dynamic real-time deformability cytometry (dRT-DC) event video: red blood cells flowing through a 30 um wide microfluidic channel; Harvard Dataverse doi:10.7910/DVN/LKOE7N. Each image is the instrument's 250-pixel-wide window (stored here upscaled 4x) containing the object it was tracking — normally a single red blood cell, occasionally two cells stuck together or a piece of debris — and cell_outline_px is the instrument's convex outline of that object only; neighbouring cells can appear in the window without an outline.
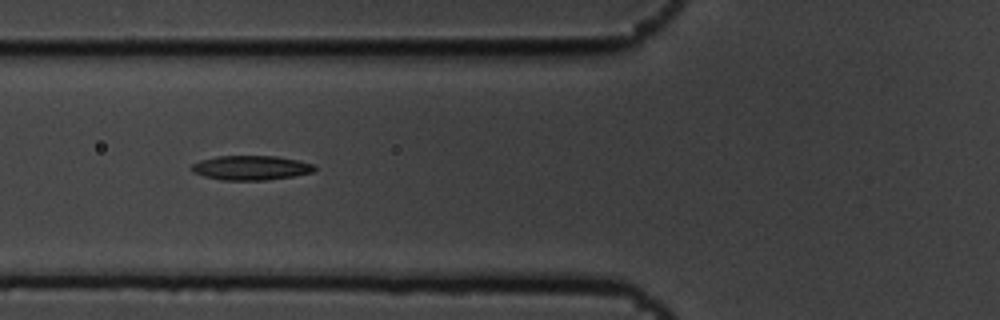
{"species": "common noctule bat (a hibernating species)", "species_latin": "Nyctalus noctula", "temperature_condition": "cold", "stored_images_in_passage": 12, "camera_frame_rate_fps": 3000, "um_per_image_px": 0.085, "animal": {"sex": "male", "body_mass_g": 19.5, "forearm_length_mm": 54.6}, "frame": {"image": 1, "passage_image": 3, "time_ms": 0.667, "image_size_px": [1000, 320], "cell_outline_px": [[316, 168], [312, 172], [292, 176], [264, 180], [224, 180], [204, 176], [192, 172], [188, 168], [192, 164], [200, 160], [216, 156], [276, 156], [300, 160], [316, 164]], "centroid_in_image_um": [21.32, 14.25], "position_along_channel_um": 104.5, "area_um2": 17.63}}
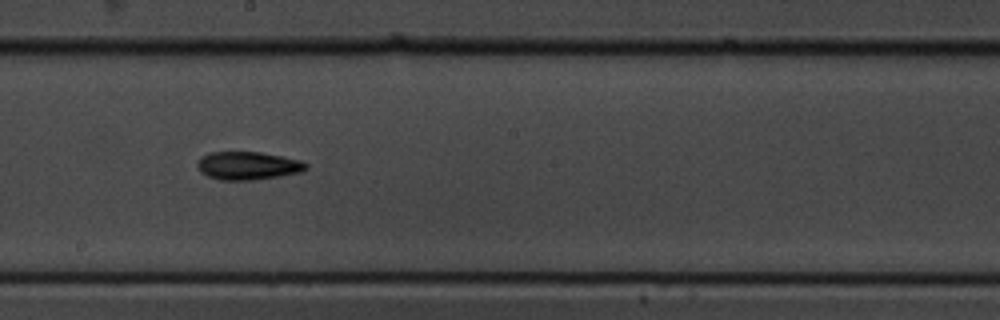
{"frame": {"image": 2, "passage_image": 6, "time_ms": 1.667, "image_size_px": [1000, 320], "cell_outline_px": [[308, 168], [300, 172], [280, 176], [252, 180], [220, 180], [208, 176], [200, 172], [196, 168], [196, 164], [200, 156], [208, 152], [260, 152], [300, 160], [308, 164]], "centroid_in_image_um": [21.02, 14.08], "position_along_channel_um": 227.2, "area_um2": 17.92}}
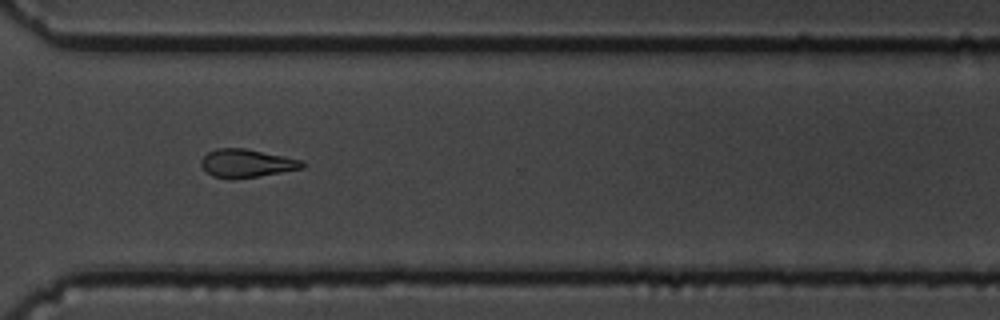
{"frame": {"image": 3, "passage_image": 9, "time_ms": 2.667, "image_size_px": [1000, 320], "cell_outline_px": [[304, 168], [232, 180], [212, 176], [204, 172], [200, 164], [200, 160], [208, 152], [216, 148], [244, 148], [304, 160]], "centroid_in_image_um": [20.91, 13.88], "position_along_channel_um": 349.7, "area_um2": 16.76}}